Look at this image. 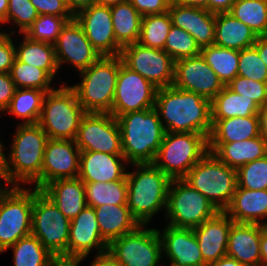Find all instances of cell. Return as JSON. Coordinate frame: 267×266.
<instances>
[{"label": "cell", "instance_id": "f1b7e54d", "mask_svg": "<svg viewBox=\"0 0 267 266\" xmlns=\"http://www.w3.org/2000/svg\"><path fill=\"white\" fill-rule=\"evenodd\" d=\"M208 148L221 162L236 170L267 155V145L261 136L234 143H208Z\"/></svg>", "mask_w": 267, "mask_h": 266}, {"label": "cell", "instance_id": "ac0fdd59", "mask_svg": "<svg viewBox=\"0 0 267 266\" xmlns=\"http://www.w3.org/2000/svg\"><path fill=\"white\" fill-rule=\"evenodd\" d=\"M85 36L101 56H119L121 46L116 42L110 6L90 5L74 14Z\"/></svg>", "mask_w": 267, "mask_h": 266}, {"label": "cell", "instance_id": "74e56055", "mask_svg": "<svg viewBox=\"0 0 267 266\" xmlns=\"http://www.w3.org/2000/svg\"><path fill=\"white\" fill-rule=\"evenodd\" d=\"M201 55L225 86L237 76L239 50L213 44L201 48Z\"/></svg>", "mask_w": 267, "mask_h": 266}, {"label": "cell", "instance_id": "5b68a950", "mask_svg": "<svg viewBox=\"0 0 267 266\" xmlns=\"http://www.w3.org/2000/svg\"><path fill=\"white\" fill-rule=\"evenodd\" d=\"M119 68L120 56H101L78 75L66 78L86 113H111Z\"/></svg>", "mask_w": 267, "mask_h": 266}, {"label": "cell", "instance_id": "484cf974", "mask_svg": "<svg viewBox=\"0 0 267 266\" xmlns=\"http://www.w3.org/2000/svg\"><path fill=\"white\" fill-rule=\"evenodd\" d=\"M224 212L235 223L267 226V190H250L237 186Z\"/></svg>", "mask_w": 267, "mask_h": 266}, {"label": "cell", "instance_id": "f546056e", "mask_svg": "<svg viewBox=\"0 0 267 266\" xmlns=\"http://www.w3.org/2000/svg\"><path fill=\"white\" fill-rule=\"evenodd\" d=\"M100 234L109 245L113 240L134 231L140 224L127 205H102L94 207Z\"/></svg>", "mask_w": 267, "mask_h": 266}, {"label": "cell", "instance_id": "d6a6232c", "mask_svg": "<svg viewBox=\"0 0 267 266\" xmlns=\"http://www.w3.org/2000/svg\"><path fill=\"white\" fill-rule=\"evenodd\" d=\"M46 93L39 89L16 88L8 108L0 116V119L4 117L2 119L4 120L7 117V120L11 122L14 117L13 119L16 120L14 125L37 124Z\"/></svg>", "mask_w": 267, "mask_h": 266}, {"label": "cell", "instance_id": "277c9868", "mask_svg": "<svg viewBox=\"0 0 267 266\" xmlns=\"http://www.w3.org/2000/svg\"><path fill=\"white\" fill-rule=\"evenodd\" d=\"M122 152L129 164L153 163L166 133L155 108L129 112L117 118Z\"/></svg>", "mask_w": 267, "mask_h": 266}, {"label": "cell", "instance_id": "d4e9b609", "mask_svg": "<svg viewBox=\"0 0 267 266\" xmlns=\"http://www.w3.org/2000/svg\"><path fill=\"white\" fill-rule=\"evenodd\" d=\"M264 225L233 223L228 238L226 256L246 266H261L260 235Z\"/></svg>", "mask_w": 267, "mask_h": 266}, {"label": "cell", "instance_id": "4dcf8cb0", "mask_svg": "<svg viewBox=\"0 0 267 266\" xmlns=\"http://www.w3.org/2000/svg\"><path fill=\"white\" fill-rule=\"evenodd\" d=\"M256 33L229 12L215 14L214 45L242 50L252 47L257 40Z\"/></svg>", "mask_w": 267, "mask_h": 266}, {"label": "cell", "instance_id": "6da1fadb", "mask_svg": "<svg viewBox=\"0 0 267 266\" xmlns=\"http://www.w3.org/2000/svg\"><path fill=\"white\" fill-rule=\"evenodd\" d=\"M8 135L2 186L34 187L41 190V169L47 134L37 124L15 125Z\"/></svg>", "mask_w": 267, "mask_h": 266}, {"label": "cell", "instance_id": "9a60e30c", "mask_svg": "<svg viewBox=\"0 0 267 266\" xmlns=\"http://www.w3.org/2000/svg\"><path fill=\"white\" fill-rule=\"evenodd\" d=\"M156 88L139 73L126 67L120 57L115 95L111 113L115 118L120 115L155 108Z\"/></svg>", "mask_w": 267, "mask_h": 266}, {"label": "cell", "instance_id": "6f0895ef", "mask_svg": "<svg viewBox=\"0 0 267 266\" xmlns=\"http://www.w3.org/2000/svg\"><path fill=\"white\" fill-rule=\"evenodd\" d=\"M261 266H267V226L261 230L260 235Z\"/></svg>", "mask_w": 267, "mask_h": 266}, {"label": "cell", "instance_id": "d6986e66", "mask_svg": "<svg viewBox=\"0 0 267 266\" xmlns=\"http://www.w3.org/2000/svg\"><path fill=\"white\" fill-rule=\"evenodd\" d=\"M173 86L210 101L225 87L201 54L175 61Z\"/></svg>", "mask_w": 267, "mask_h": 266}, {"label": "cell", "instance_id": "be15d7a7", "mask_svg": "<svg viewBox=\"0 0 267 266\" xmlns=\"http://www.w3.org/2000/svg\"><path fill=\"white\" fill-rule=\"evenodd\" d=\"M8 10V0H0V31L5 32L6 13Z\"/></svg>", "mask_w": 267, "mask_h": 266}, {"label": "cell", "instance_id": "8992f818", "mask_svg": "<svg viewBox=\"0 0 267 266\" xmlns=\"http://www.w3.org/2000/svg\"><path fill=\"white\" fill-rule=\"evenodd\" d=\"M85 110L68 83L47 92L38 124L50 139L75 140Z\"/></svg>", "mask_w": 267, "mask_h": 266}, {"label": "cell", "instance_id": "5bb4252c", "mask_svg": "<svg viewBox=\"0 0 267 266\" xmlns=\"http://www.w3.org/2000/svg\"><path fill=\"white\" fill-rule=\"evenodd\" d=\"M75 143L80 151L123 155L120 127L110 113H86L81 119Z\"/></svg>", "mask_w": 267, "mask_h": 266}, {"label": "cell", "instance_id": "816d5d0a", "mask_svg": "<svg viewBox=\"0 0 267 266\" xmlns=\"http://www.w3.org/2000/svg\"><path fill=\"white\" fill-rule=\"evenodd\" d=\"M16 87L10 73H0V116L8 108Z\"/></svg>", "mask_w": 267, "mask_h": 266}, {"label": "cell", "instance_id": "8d00e7d4", "mask_svg": "<svg viewBox=\"0 0 267 266\" xmlns=\"http://www.w3.org/2000/svg\"><path fill=\"white\" fill-rule=\"evenodd\" d=\"M86 204L89 207L127 205L128 186L126 176L114 182H84Z\"/></svg>", "mask_w": 267, "mask_h": 266}, {"label": "cell", "instance_id": "94428289", "mask_svg": "<svg viewBox=\"0 0 267 266\" xmlns=\"http://www.w3.org/2000/svg\"><path fill=\"white\" fill-rule=\"evenodd\" d=\"M208 1L209 0H173V3L183 6L200 7L208 10Z\"/></svg>", "mask_w": 267, "mask_h": 266}, {"label": "cell", "instance_id": "8fae6325", "mask_svg": "<svg viewBox=\"0 0 267 266\" xmlns=\"http://www.w3.org/2000/svg\"><path fill=\"white\" fill-rule=\"evenodd\" d=\"M218 212L204 195L184 179H172L163 223L175 228L193 229Z\"/></svg>", "mask_w": 267, "mask_h": 266}, {"label": "cell", "instance_id": "83f0119b", "mask_svg": "<svg viewBox=\"0 0 267 266\" xmlns=\"http://www.w3.org/2000/svg\"><path fill=\"white\" fill-rule=\"evenodd\" d=\"M41 191L69 220L75 218L87 206L84 182L78 177L53 180Z\"/></svg>", "mask_w": 267, "mask_h": 266}, {"label": "cell", "instance_id": "e575fe53", "mask_svg": "<svg viewBox=\"0 0 267 266\" xmlns=\"http://www.w3.org/2000/svg\"><path fill=\"white\" fill-rule=\"evenodd\" d=\"M116 42L127 46L139 41L142 15L130 2L110 6Z\"/></svg>", "mask_w": 267, "mask_h": 266}, {"label": "cell", "instance_id": "7bdbcfd3", "mask_svg": "<svg viewBox=\"0 0 267 266\" xmlns=\"http://www.w3.org/2000/svg\"><path fill=\"white\" fill-rule=\"evenodd\" d=\"M39 16L30 0H8L5 32L24 33Z\"/></svg>", "mask_w": 267, "mask_h": 266}, {"label": "cell", "instance_id": "b9f144b4", "mask_svg": "<svg viewBox=\"0 0 267 266\" xmlns=\"http://www.w3.org/2000/svg\"><path fill=\"white\" fill-rule=\"evenodd\" d=\"M73 19L74 16L39 15L24 34L31 40L54 44L62 28Z\"/></svg>", "mask_w": 267, "mask_h": 266}, {"label": "cell", "instance_id": "f907efd6", "mask_svg": "<svg viewBox=\"0 0 267 266\" xmlns=\"http://www.w3.org/2000/svg\"><path fill=\"white\" fill-rule=\"evenodd\" d=\"M142 15L163 14L168 12L169 0H128Z\"/></svg>", "mask_w": 267, "mask_h": 266}, {"label": "cell", "instance_id": "ab89813d", "mask_svg": "<svg viewBox=\"0 0 267 266\" xmlns=\"http://www.w3.org/2000/svg\"><path fill=\"white\" fill-rule=\"evenodd\" d=\"M229 13L257 36L267 35V0H236Z\"/></svg>", "mask_w": 267, "mask_h": 266}, {"label": "cell", "instance_id": "f5cc1de1", "mask_svg": "<svg viewBox=\"0 0 267 266\" xmlns=\"http://www.w3.org/2000/svg\"><path fill=\"white\" fill-rule=\"evenodd\" d=\"M87 258H92V260L87 262ZM83 262H87L88 266H121L109 251L79 259L69 266H83V264L86 266L87 264Z\"/></svg>", "mask_w": 267, "mask_h": 266}, {"label": "cell", "instance_id": "1f68e13d", "mask_svg": "<svg viewBox=\"0 0 267 266\" xmlns=\"http://www.w3.org/2000/svg\"><path fill=\"white\" fill-rule=\"evenodd\" d=\"M208 143H234L260 136L259 115L211 120Z\"/></svg>", "mask_w": 267, "mask_h": 266}, {"label": "cell", "instance_id": "9c48e42d", "mask_svg": "<svg viewBox=\"0 0 267 266\" xmlns=\"http://www.w3.org/2000/svg\"><path fill=\"white\" fill-rule=\"evenodd\" d=\"M208 152L206 135L166 132L153 164L171 179H183Z\"/></svg>", "mask_w": 267, "mask_h": 266}, {"label": "cell", "instance_id": "ffe728a7", "mask_svg": "<svg viewBox=\"0 0 267 266\" xmlns=\"http://www.w3.org/2000/svg\"><path fill=\"white\" fill-rule=\"evenodd\" d=\"M159 225L162 226L156 228L162 241L164 266H208L193 229L175 228L165 223Z\"/></svg>", "mask_w": 267, "mask_h": 266}, {"label": "cell", "instance_id": "836d02e7", "mask_svg": "<svg viewBox=\"0 0 267 266\" xmlns=\"http://www.w3.org/2000/svg\"><path fill=\"white\" fill-rule=\"evenodd\" d=\"M7 251L12 252V266H62L59 260L32 234L20 238L2 254Z\"/></svg>", "mask_w": 267, "mask_h": 266}, {"label": "cell", "instance_id": "bcb514c9", "mask_svg": "<svg viewBox=\"0 0 267 266\" xmlns=\"http://www.w3.org/2000/svg\"><path fill=\"white\" fill-rule=\"evenodd\" d=\"M237 76L267 82V67L254 46L239 50Z\"/></svg>", "mask_w": 267, "mask_h": 266}, {"label": "cell", "instance_id": "7a4b0ae2", "mask_svg": "<svg viewBox=\"0 0 267 266\" xmlns=\"http://www.w3.org/2000/svg\"><path fill=\"white\" fill-rule=\"evenodd\" d=\"M155 109L166 132L210 135L211 101L199 94L173 85L159 88Z\"/></svg>", "mask_w": 267, "mask_h": 266}, {"label": "cell", "instance_id": "7402d4cb", "mask_svg": "<svg viewBox=\"0 0 267 266\" xmlns=\"http://www.w3.org/2000/svg\"><path fill=\"white\" fill-rule=\"evenodd\" d=\"M129 167L123 155L81 151L79 174L83 182H114L122 180Z\"/></svg>", "mask_w": 267, "mask_h": 266}, {"label": "cell", "instance_id": "7c38bea8", "mask_svg": "<svg viewBox=\"0 0 267 266\" xmlns=\"http://www.w3.org/2000/svg\"><path fill=\"white\" fill-rule=\"evenodd\" d=\"M155 223L139 225L108 245V251L121 266H164L162 241Z\"/></svg>", "mask_w": 267, "mask_h": 266}, {"label": "cell", "instance_id": "7dc6e473", "mask_svg": "<svg viewBox=\"0 0 267 266\" xmlns=\"http://www.w3.org/2000/svg\"><path fill=\"white\" fill-rule=\"evenodd\" d=\"M226 86L234 93L254 101L259 107L267 103V82L236 76Z\"/></svg>", "mask_w": 267, "mask_h": 266}, {"label": "cell", "instance_id": "e0dca14e", "mask_svg": "<svg viewBox=\"0 0 267 266\" xmlns=\"http://www.w3.org/2000/svg\"><path fill=\"white\" fill-rule=\"evenodd\" d=\"M106 251L108 244L101 237L96 212L93 207L86 206L70 222L67 266L79 259Z\"/></svg>", "mask_w": 267, "mask_h": 266}, {"label": "cell", "instance_id": "4316f807", "mask_svg": "<svg viewBox=\"0 0 267 266\" xmlns=\"http://www.w3.org/2000/svg\"><path fill=\"white\" fill-rule=\"evenodd\" d=\"M15 37L16 58L19 61L45 70L57 83L60 81L59 85L67 83L62 75L64 72L59 73L53 44L31 40L24 33L15 34Z\"/></svg>", "mask_w": 267, "mask_h": 266}, {"label": "cell", "instance_id": "db71d44e", "mask_svg": "<svg viewBox=\"0 0 267 266\" xmlns=\"http://www.w3.org/2000/svg\"><path fill=\"white\" fill-rule=\"evenodd\" d=\"M235 1L236 0H209L208 11L215 14L229 12Z\"/></svg>", "mask_w": 267, "mask_h": 266}, {"label": "cell", "instance_id": "ee69618b", "mask_svg": "<svg viewBox=\"0 0 267 266\" xmlns=\"http://www.w3.org/2000/svg\"><path fill=\"white\" fill-rule=\"evenodd\" d=\"M163 50L166 51L174 61L201 54V48L193 36L174 25H172L169 30Z\"/></svg>", "mask_w": 267, "mask_h": 266}, {"label": "cell", "instance_id": "60d3db41", "mask_svg": "<svg viewBox=\"0 0 267 266\" xmlns=\"http://www.w3.org/2000/svg\"><path fill=\"white\" fill-rule=\"evenodd\" d=\"M172 25L169 12L143 16L138 42L146 47L164 49L165 41Z\"/></svg>", "mask_w": 267, "mask_h": 266}, {"label": "cell", "instance_id": "f6af8a7d", "mask_svg": "<svg viewBox=\"0 0 267 266\" xmlns=\"http://www.w3.org/2000/svg\"><path fill=\"white\" fill-rule=\"evenodd\" d=\"M238 187L267 190V155L237 169Z\"/></svg>", "mask_w": 267, "mask_h": 266}, {"label": "cell", "instance_id": "f35d334b", "mask_svg": "<svg viewBox=\"0 0 267 266\" xmlns=\"http://www.w3.org/2000/svg\"><path fill=\"white\" fill-rule=\"evenodd\" d=\"M10 76L16 88L39 89L53 91L59 84L43 69L25 64L15 58Z\"/></svg>", "mask_w": 267, "mask_h": 266}, {"label": "cell", "instance_id": "44dd1931", "mask_svg": "<svg viewBox=\"0 0 267 266\" xmlns=\"http://www.w3.org/2000/svg\"><path fill=\"white\" fill-rule=\"evenodd\" d=\"M80 153L75 140L48 138L41 169V189L56 179L77 178Z\"/></svg>", "mask_w": 267, "mask_h": 266}, {"label": "cell", "instance_id": "6125c7cd", "mask_svg": "<svg viewBox=\"0 0 267 266\" xmlns=\"http://www.w3.org/2000/svg\"><path fill=\"white\" fill-rule=\"evenodd\" d=\"M208 266H246L236 259L231 258L229 256H224L216 262L209 264Z\"/></svg>", "mask_w": 267, "mask_h": 266}, {"label": "cell", "instance_id": "680465c9", "mask_svg": "<svg viewBox=\"0 0 267 266\" xmlns=\"http://www.w3.org/2000/svg\"><path fill=\"white\" fill-rule=\"evenodd\" d=\"M1 120V119H0ZM2 122L0 121V125ZM5 125H3L2 127L0 126V179L3 177V172H4V166H5V150H6V144L5 142H7V139L5 140L6 137L2 134V129L4 128ZM2 128V129H1ZM4 139V140H3ZM5 141V142H3Z\"/></svg>", "mask_w": 267, "mask_h": 266}, {"label": "cell", "instance_id": "52a82bcc", "mask_svg": "<svg viewBox=\"0 0 267 266\" xmlns=\"http://www.w3.org/2000/svg\"><path fill=\"white\" fill-rule=\"evenodd\" d=\"M204 195L218 211H224L237 189V170L208 152L183 178Z\"/></svg>", "mask_w": 267, "mask_h": 266}, {"label": "cell", "instance_id": "4fadbf2b", "mask_svg": "<svg viewBox=\"0 0 267 266\" xmlns=\"http://www.w3.org/2000/svg\"><path fill=\"white\" fill-rule=\"evenodd\" d=\"M122 63L139 73L156 88L173 85L175 61L163 49H154L139 42L121 48Z\"/></svg>", "mask_w": 267, "mask_h": 266}, {"label": "cell", "instance_id": "30bf717a", "mask_svg": "<svg viewBox=\"0 0 267 266\" xmlns=\"http://www.w3.org/2000/svg\"><path fill=\"white\" fill-rule=\"evenodd\" d=\"M33 187L0 186V255L31 234Z\"/></svg>", "mask_w": 267, "mask_h": 266}, {"label": "cell", "instance_id": "d590c367", "mask_svg": "<svg viewBox=\"0 0 267 266\" xmlns=\"http://www.w3.org/2000/svg\"><path fill=\"white\" fill-rule=\"evenodd\" d=\"M259 106L225 86L211 100V120L258 115Z\"/></svg>", "mask_w": 267, "mask_h": 266}, {"label": "cell", "instance_id": "ba28073f", "mask_svg": "<svg viewBox=\"0 0 267 266\" xmlns=\"http://www.w3.org/2000/svg\"><path fill=\"white\" fill-rule=\"evenodd\" d=\"M70 222L41 190L33 187L31 234L62 266H67V244Z\"/></svg>", "mask_w": 267, "mask_h": 266}, {"label": "cell", "instance_id": "2e32d148", "mask_svg": "<svg viewBox=\"0 0 267 266\" xmlns=\"http://www.w3.org/2000/svg\"><path fill=\"white\" fill-rule=\"evenodd\" d=\"M53 45L57 65L61 72L68 67V70H64L67 73L71 70L79 73L87 69L101 57L93 48L85 36L82 26L75 18L68 21L62 28L60 35Z\"/></svg>", "mask_w": 267, "mask_h": 266}, {"label": "cell", "instance_id": "91938a15", "mask_svg": "<svg viewBox=\"0 0 267 266\" xmlns=\"http://www.w3.org/2000/svg\"><path fill=\"white\" fill-rule=\"evenodd\" d=\"M67 2L74 14L84 7L96 4V0H67Z\"/></svg>", "mask_w": 267, "mask_h": 266}, {"label": "cell", "instance_id": "c3c4849f", "mask_svg": "<svg viewBox=\"0 0 267 266\" xmlns=\"http://www.w3.org/2000/svg\"><path fill=\"white\" fill-rule=\"evenodd\" d=\"M15 58V34L0 31V73H10Z\"/></svg>", "mask_w": 267, "mask_h": 266}, {"label": "cell", "instance_id": "11a10c76", "mask_svg": "<svg viewBox=\"0 0 267 266\" xmlns=\"http://www.w3.org/2000/svg\"><path fill=\"white\" fill-rule=\"evenodd\" d=\"M258 115L260 121V136L267 145V103L259 108Z\"/></svg>", "mask_w": 267, "mask_h": 266}, {"label": "cell", "instance_id": "e7e4bbea", "mask_svg": "<svg viewBox=\"0 0 267 266\" xmlns=\"http://www.w3.org/2000/svg\"><path fill=\"white\" fill-rule=\"evenodd\" d=\"M127 1L128 0H96V4L103 6H113Z\"/></svg>", "mask_w": 267, "mask_h": 266}, {"label": "cell", "instance_id": "3957f363", "mask_svg": "<svg viewBox=\"0 0 267 266\" xmlns=\"http://www.w3.org/2000/svg\"><path fill=\"white\" fill-rule=\"evenodd\" d=\"M126 179L132 216L140 225H154L153 220L158 221L161 214L163 222L172 179L153 163L129 164Z\"/></svg>", "mask_w": 267, "mask_h": 266}, {"label": "cell", "instance_id": "9f6ffc18", "mask_svg": "<svg viewBox=\"0 0 267 266\" xmlns=\"http://www.w3.org/2000/svg\"><path fill=\"white\" fill-rule=\"evenodd\" d=\"M253 46L258 50L260 58L267 67V35L258 36Z\"/></svg>", "mask_w": 267, "mask_h": 266}, {"label": "cell", "instance_id": "603a6c76", "mask_svg": "<svg viewBox=\"0 0 267 266\" xmlns=\"http://www.w3.org/2000/svg\"><path fill=\"white\" fill-rule=\"evenodd\" d=\"M233 220L219 211L213 218L193 228L204 262L209 265L226 256Z\"/></svg>", "mask_w": 267, "mask_h": 266}, {"label": "cell", "instance_id": "cb8c5ba5", "mask_svg": "<svg viewBox=\"0 0 267 266\" xmlns=\"http://www.w3.org/2000/svg\"><path fill=\"white\" fill-rule=\"evenodd\" d=\"M172 24L193 36L200 48L213 45L215 41V13L205 8L170 3Z\"/></svg>", "mask_w": 267, "mask_h": 266}, {"label": "cell", "instance_id": "681fc988", "mask_svg": "<svg viewBox=\"0 0 267 266\" xmlns=\"http://www.w3.org/2000/svg\"><path fill=\"white\" fill-rule=\"evenodd\" d=\"M39 15L74 16L67 0H30Z\"/></svg>", "mask_w": 267, "mask_h": 266}]
</instances>
